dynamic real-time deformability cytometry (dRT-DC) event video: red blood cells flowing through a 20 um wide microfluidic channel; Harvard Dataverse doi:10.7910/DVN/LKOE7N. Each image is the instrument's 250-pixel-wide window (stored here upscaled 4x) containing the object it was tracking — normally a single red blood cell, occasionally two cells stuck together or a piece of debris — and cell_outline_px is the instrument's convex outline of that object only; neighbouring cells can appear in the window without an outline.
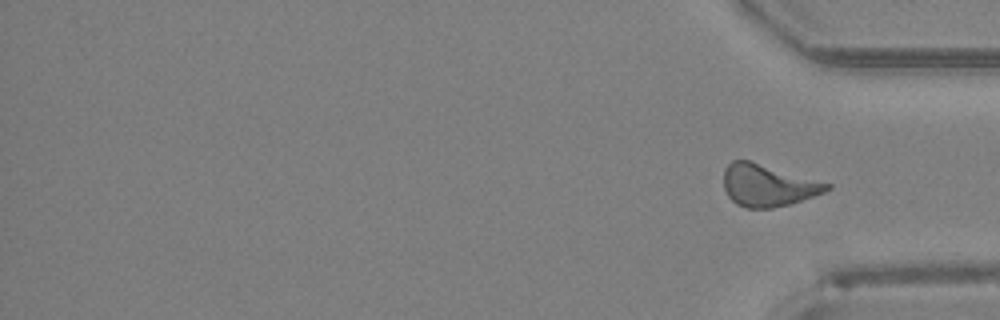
{"species": "Egyptian fruit bat (a non-hibernating species)", "species_latin": "Rousettus aegyptiacus", "temperature_condition": "room temperature", "stored_images_in_passage": 43, "camera_frame_rate_fps": 3000, "um_per_image_px": 0.085, "animal": {"sex": "female"}, "frame": {"image": 1, "passage_image": 43, "time_ms": 14.0, "image_size_px": [1000, 320], "cell_outline_px": [[832, 188], [824, 192], [788, 204], [772, 208], [744, 208], [736, 204], [728, 196], [724, 188], [724, 168], [732, 160], [748, 160], [832, 184]], "centroid_in_image_um": [65.24, 15.75], "position_along_channel_um": 370.0, "area_um2": 25.03}}